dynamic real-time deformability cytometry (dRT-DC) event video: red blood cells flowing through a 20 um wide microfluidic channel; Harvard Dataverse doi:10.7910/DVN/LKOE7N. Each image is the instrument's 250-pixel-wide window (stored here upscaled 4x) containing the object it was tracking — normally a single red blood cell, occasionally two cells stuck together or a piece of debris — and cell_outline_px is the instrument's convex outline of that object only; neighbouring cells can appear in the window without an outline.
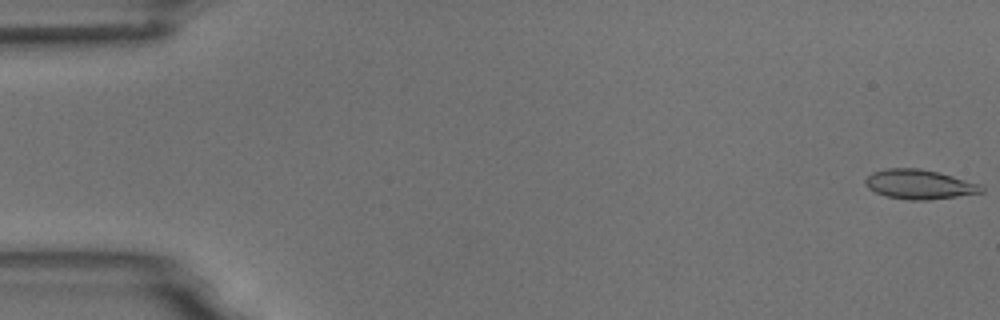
{"species": "common noctule bat (a hibernating species)", "species_latin": "Nyctalus noctula", "temperature_condition": "room temperature", "stored_images_in_passage": 6, "camera_frame_rate_fps": 3000, "um_per_image_px": 0.085, "animal": {"sex": "male", "body_mass_g": 18.8}, "frame": {"image": 1, "passage_image": 1, "time_ms": 0.0, "image_size_px": [1000, 320], "cell_outline_px": [[984, 192], [928, 200], [912, 200], [888, 196], [876, 192], [868, 188], [864, 184], [864, 180], [872, 172], [888, 168], [920, 168], [940, 172], [980, 184], [984, 188]], "centroid_in_image_um": [78.14, 15.65], "position_along_channel_um": 6.9, "area_um2": 19.88}}
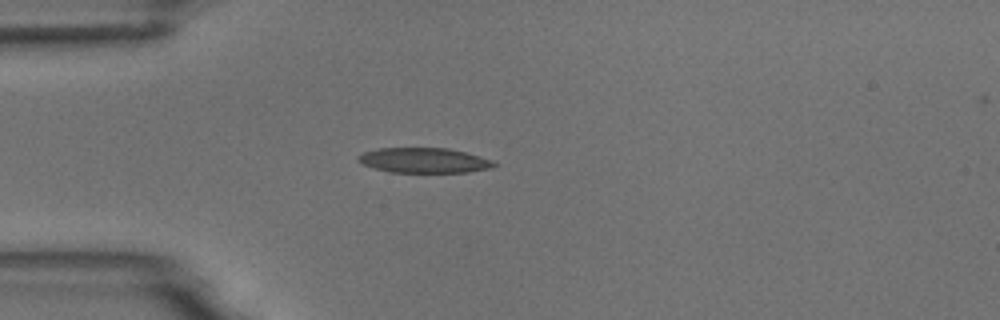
{"frame": {"image": 2, "passage_image": 5, "time_ms": 4.667, "image_size_px": [1000, 320], "cell_outline_px": [[500, 164], [492, 168], [468, 172], [392, 172], [376, 168], [364, 164], [356, 160], [356, 156], [364, 152], [376, 148], [448, 148], [480, 156], [492, 160]], "centroid_in_image_um": [36.07, 13.62], "position_along_channel_um": 48.9, "area_um2": 19.83}}